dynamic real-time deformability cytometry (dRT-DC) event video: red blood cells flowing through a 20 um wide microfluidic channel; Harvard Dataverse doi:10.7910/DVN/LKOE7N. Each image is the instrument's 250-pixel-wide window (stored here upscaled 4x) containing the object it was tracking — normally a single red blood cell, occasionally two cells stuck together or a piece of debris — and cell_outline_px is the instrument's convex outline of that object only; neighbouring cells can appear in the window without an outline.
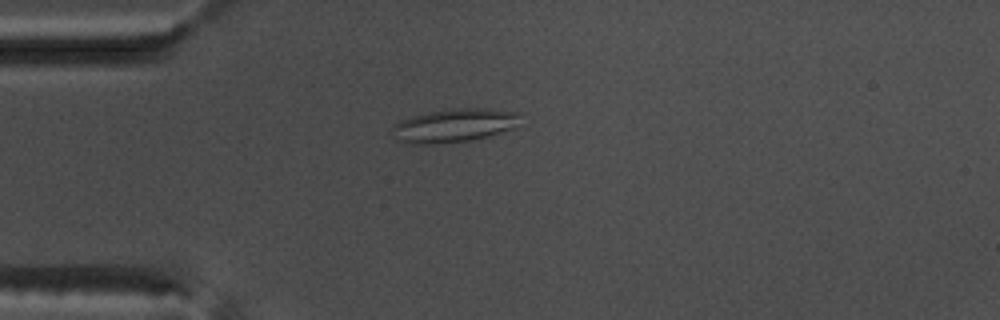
{"species": "common noctule bat (a hibernating species)", "species_latin": "Nyctalus noctula", "temperature_condition": "warm", "stored_images_in_passage": 37, "camera_frame_rate_fps": 3000, "um_per_image_px": 0.085, "animal": {"sex": "male", "body_mass_g": 17.5, "forearm_length_mm": 52.3}, "frame": {"image": 1, "passage_image": 7, "time_ms": 2.0, "image_size_px": [1000, 320], "cell_outline_px": [[520, 112], [516, 128], [488, 136], [468, 140], [436, 144], [412, 144], [396, 140], [392, 128], [400, 120], [428, 112], [460, 108], [488, 108]], "centroid_in_image_um": [38.63, 10.66], "position_along_channel_um": 46.4, "area_um2": 24.85}}
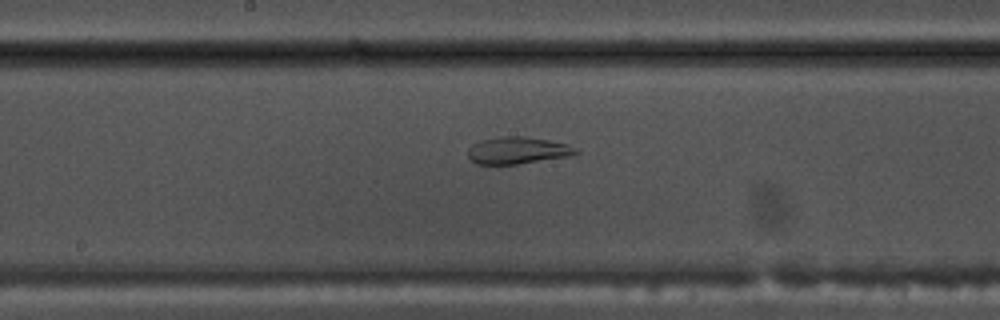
{"frame": {"image": 2, "passage_image": 21, "time_ms": 6.667, "image_size_px": [1000, 320], "cell_outline_px": [[580, 152], [576, 156], [516, 164], [476, 164], [468, 156], [468, 148], [472, 144], [484, 140], [504, 136], [528, 136], [568, 144], [576, 148]], "centroid_in_image_um": [44.07, 12.79], "position_along_channel_um": 204.1, "area_um2": 17.17}}
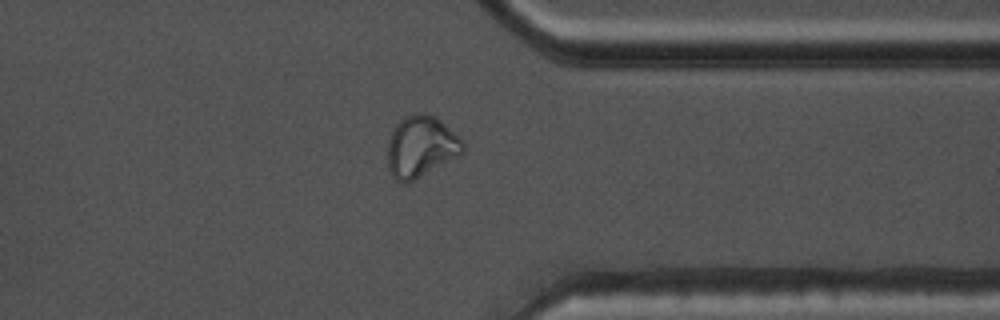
{"frame": {"image": 3, "passage_image": 35, "time_ms": 11.333, "image_size_px": [1000, 320], "cell_outline_px": [[464, 152], [408, 184], [404, 184], [396, 180], [392, 176], [388, 168], [388, 140], [396, 124], [400, 120], [408, 116], [420, 112], [424, 112], [436, 116], [464, 144]], "centroid_in_image_um": [35.74, 12.48], "position_along_channel_um": 375.7, "area_um2": 26.65}}